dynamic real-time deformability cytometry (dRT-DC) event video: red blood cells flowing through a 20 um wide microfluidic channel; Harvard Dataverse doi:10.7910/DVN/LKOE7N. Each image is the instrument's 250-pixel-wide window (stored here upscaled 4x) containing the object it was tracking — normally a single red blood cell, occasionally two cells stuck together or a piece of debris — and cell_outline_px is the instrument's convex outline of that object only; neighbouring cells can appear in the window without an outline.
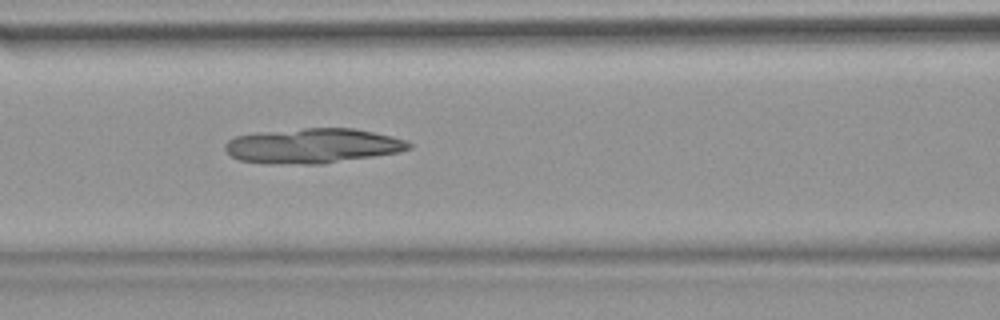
{"species": "common noctule bat (a hibernating species)", "species_latin": "Nyctalus noctula", "temperature_condition": "warm", "stored_images_in_passage": 53, "camera_frame_rate_fps": 3000, "um_per_image_px": 0.085, "animal": {"sex": "female", "body_mass_g": 18.4}, "frame": {"image": 1, "passage_image": 23, "time_ms": 7.333, "image_size_px": [1000, 320], "cell_outline_px": [[412, 148], [400, 152], [324, 164], [268, 164], [240, 160], [232, 156], [224, 148], [224, 144], [228, 140], [236, 136], [256, 132], [304, 128], [352, 128], [392, 136], [408, 140], [412, 144]], "centroid_in_image_um": [26.59, 12.4], "position_along_channel_um": 140.0, "area_um2": 37.69}}